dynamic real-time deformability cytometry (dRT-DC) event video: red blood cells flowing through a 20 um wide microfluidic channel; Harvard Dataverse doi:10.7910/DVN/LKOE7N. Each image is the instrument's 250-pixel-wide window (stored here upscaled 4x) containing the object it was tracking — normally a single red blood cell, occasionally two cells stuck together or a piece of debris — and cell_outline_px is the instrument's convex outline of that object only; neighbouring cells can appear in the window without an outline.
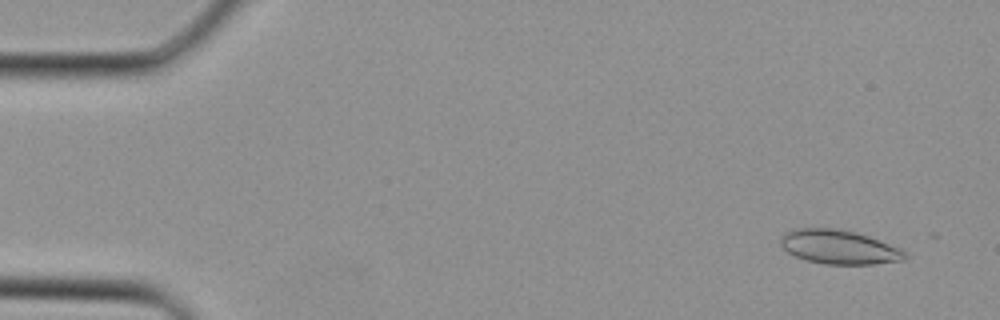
{"species": "Egyptian fruit bat (a non-hibernating species)", "species_latin": "Rousettus aegyptiacus", "temperature_condition": "cold", "stored_images_in_passage": 7, "camera_frame_rate_fps": 3000, "um_per_image_px": 0.085, "animal": {"sex": "female"}, "frame": {"image": 1, "passage_image": 3, "time_ms": 0.667, "image_size_px": [1000, 320], "cell_outline_px": [[908, 256], [904, 260], [872, 264], [824, 264], [808, 260], [796, 256], [788, 252], [780, 244], [780, 236], [784, 232], [792, 228], [832, 228], [852, 232], [868, 236], [900, 248]], "centroid_in_image_um": [71.28, 20.99], "position_along_channel_um": 13.7, "area_um2": 24.51}}